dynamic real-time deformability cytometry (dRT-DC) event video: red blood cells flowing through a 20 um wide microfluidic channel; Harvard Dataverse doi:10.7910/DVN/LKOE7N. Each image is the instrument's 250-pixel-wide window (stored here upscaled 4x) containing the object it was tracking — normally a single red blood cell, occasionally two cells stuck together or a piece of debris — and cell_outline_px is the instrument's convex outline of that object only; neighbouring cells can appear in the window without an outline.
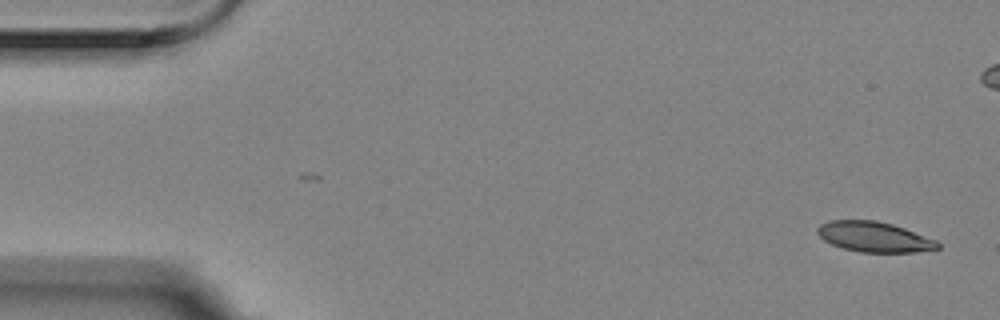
{"species": "Egyptian fruit bat (a non-hibernating species)", "species_latin": "Rousettus aegyptiacus", "temperature_condition": "room temperature", "stored_images_in_passage": 6, "camera_frame_rate_fps": 3000, "um_per_image_px": 0.085, "animal": {"sex": "female"}, "frame": {"image": 1, "passage_image": 1, "time_ms": 0.0, "image_size_px": [1000, 320], "cell_outline_px": [[940, 248], [916, 252], [860, 252], [844, 248], [832, 244], [824, 240], [816, 232], [816, 228], [820, 224], [828, 220], [876, 220], [892, 224], [904, 228], [936, 240], [940, 244]], "centroid_in_image_um": [74.29, 20.13], "position_along_channel_um": 10.7, "area_um2": 21.15}}